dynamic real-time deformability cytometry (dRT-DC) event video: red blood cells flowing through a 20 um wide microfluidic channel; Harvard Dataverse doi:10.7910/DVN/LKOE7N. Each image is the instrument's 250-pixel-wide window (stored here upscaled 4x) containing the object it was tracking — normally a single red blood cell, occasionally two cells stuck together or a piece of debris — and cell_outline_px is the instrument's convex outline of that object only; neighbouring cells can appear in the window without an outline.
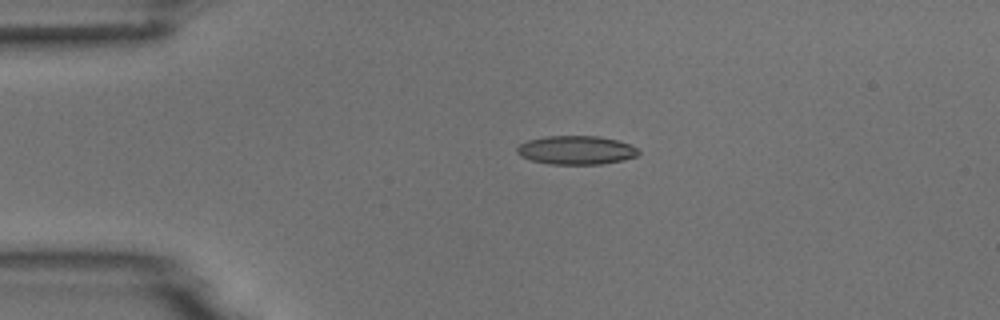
{"species": "common noctule bat (a hibernating species)", "species_latin": "Nyctalus noctula", "temperature_condition": "room temperature", "stored_images_in_passage": 2, "camera_frame_rate_fps": 3000, "um_per_image_px": 0.085, "animal": {"sex": "male", "body_mass_g": 18.8}, "frame": {"image": 1, "passage_image": 1, "time_ms": 0.0, "image_size_px": [1000, 320], "cell_outline_px": [[640, 152], [636, 156], [620, 160], [600, 164], [548, 164], [532, 160], [520, 156], [516, 152], [516, 148], [520, 144], [528, 140], [548, 136], [600, 136], [616, 140], [628, 144], [636, 148]], "centroid_in_image_um": [48.93, 12.76], "position_along_channel_um": 36.1, "area_um2": 20.11}}